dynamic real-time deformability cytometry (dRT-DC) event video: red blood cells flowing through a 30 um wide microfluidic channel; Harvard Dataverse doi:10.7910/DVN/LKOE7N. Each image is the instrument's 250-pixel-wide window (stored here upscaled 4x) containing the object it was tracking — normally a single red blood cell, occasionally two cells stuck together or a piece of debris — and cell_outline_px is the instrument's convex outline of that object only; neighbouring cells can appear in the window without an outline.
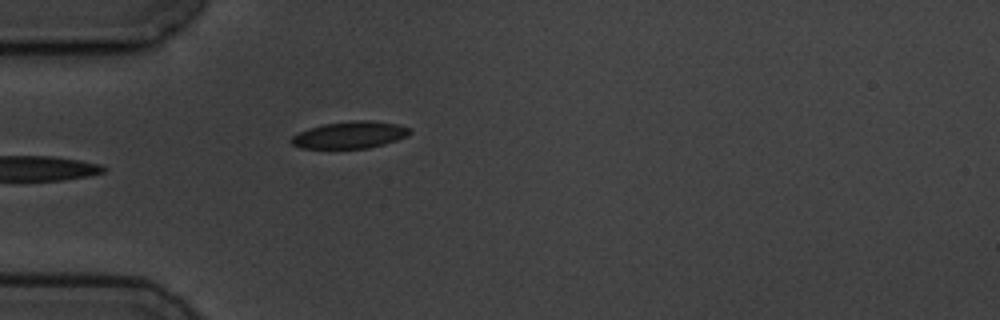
{"species": "common noctule bat (a hibernating species)", "species_latin": "Nyctalus noctula", "temperature_condition": "cold", "stored_images_in_passage": 4, "camera_frame_rate_fps": 3000, "um_per_image_px": 0.085, "animal": {"sex": "male", "body_mass_g": 19.5, "forearm_length_mm": 54.6}, "frame": {"image": 1, "passage_image": 4, "time_ms": 3.333, "image_size_px": [1000, 320], "cell_outline_px": [[412, 132], [408, 136], [384, 144], [368, 148], [300, 148], [292, 144], [288, 140], [292, 136], [308, 128], [324, 124], [352, 120], [372, 120], [396, 124], [408, 128]], "centroid_in_image_um": [29.72, 11.46], "position_along_channel_um": 55.3, "area_um2": 18.61}}